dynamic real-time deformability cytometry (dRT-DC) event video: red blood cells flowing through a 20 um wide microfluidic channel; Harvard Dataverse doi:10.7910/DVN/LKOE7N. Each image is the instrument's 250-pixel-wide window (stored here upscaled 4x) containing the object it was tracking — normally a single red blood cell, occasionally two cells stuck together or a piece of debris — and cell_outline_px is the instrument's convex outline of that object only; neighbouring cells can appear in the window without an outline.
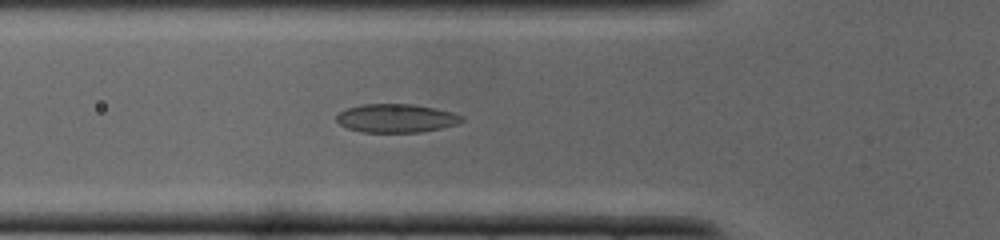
{"species": "common noctule bat (a hibernating species)", "species_latin": "Nyctalus noctula", "temperature_condition": "cold", "stored_images_in_passage": 31, "camera_frame_rate_fps": 3000, "um_per_image_px": 0.085, "animal": {"sex": "male", "body_mass_g": 19.0, "forearm_length_mm": 50.8}, "frame": {"image": 1, "passage_image": 11, "time_ms": 3.333, "image_size_px": [1000, 240], "cell_outline_px": [[464, 120], [456, 124], [440, 128], [420, 132], [364, 132], [348, 128], [340, 124], [336, 120], [336, 116], [340, 112], [348, 108], [360, 104], [412, 104], [452, 112], [464, 116]], "centroid_in_image_um": [33.67, 10.05], "position_along_channel_um": 92.1, "area_um2": 20.63}}
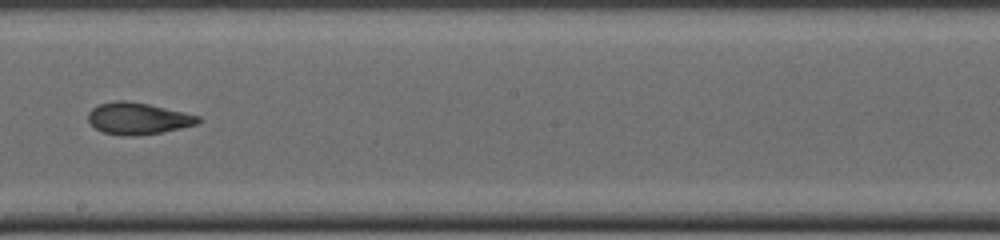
{"frame": {"image": 2, "passage_image": 19, "time_ms": 6.0, "image_size_px": [1000, 240], "cell_outline_px": [[200, 124], [160, 132], [136, 136], [132, 136], [104, 132], [96, 128], [88, 120], [88, 112], [92, 108], [100, 104], [116, 100], [124, 100], [148, 104], [184, 112], [200, 116]], "centroid_in_image_um": [11.75, 10.06], "position_along_channel_um": 236.5, "area_um2": 20.11}}
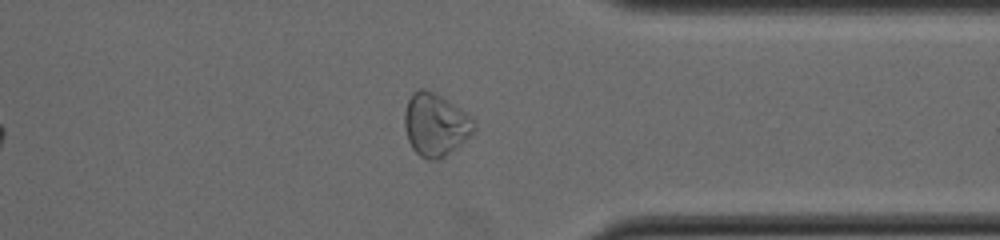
{"frame": {"image": 3, "passage_image": 27, "time_ms": 8.667, "image_size_px": [1000, 240], "cell_outline_px": [[476, 128], [456, 148], [440, 160], [428, 160], [420, 156], [412, 148], [408, 140], [404, 128], [404, 116], [408, 100], [412, 92], [420, 88], [424, 88], [436, 92], [472, 116], [476, 120]], "centroid_in_image_um": [37.01, 10.58], "position_along_channel_um": 374.4, "area_um2": 25.66}}